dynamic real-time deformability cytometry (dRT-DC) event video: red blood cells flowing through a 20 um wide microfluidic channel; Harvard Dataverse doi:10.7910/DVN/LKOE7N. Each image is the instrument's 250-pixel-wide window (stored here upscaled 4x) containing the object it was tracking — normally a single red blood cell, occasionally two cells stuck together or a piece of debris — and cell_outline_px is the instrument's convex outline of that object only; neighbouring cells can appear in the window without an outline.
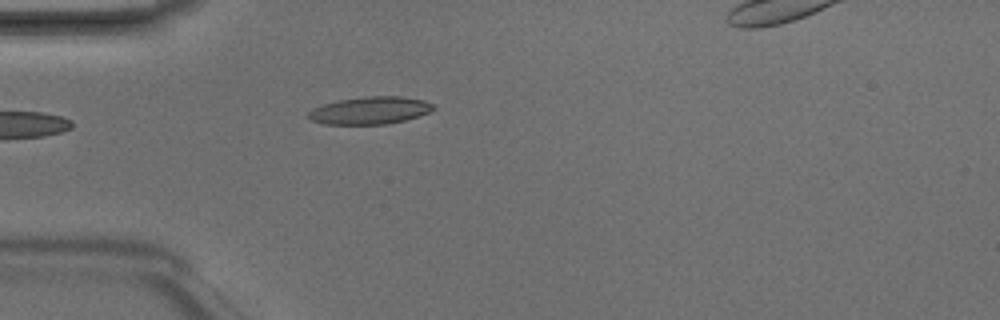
{"species": "Egyptian fruit bat (a non-hibernating species)", "species_latin": "Rousettus aegyptiacus", "temperature_condition": "room temperature", "stored_images_in_passage": 5, "camera_frame_rate_fps": 3000, "um_per_image_px": 0.085, "animal": {"sex": "male"}, "frame": {"image": 1, "passage_image": 4, "time_ms": 1.0, "image_size_px": [1000, 320], "cell_outline_px": [[436, 108], [428, 112], [404, 120], [384, 124], [324, 124], [312, 120], [308, 116], [308, 112], [312, 108], [324, 104], [340, 100], [368, 96], [400, 96], [424, 100], [432, 104]], "centroid_in_image_um": [31.44, 9.38], "position_along_channel_um": 53.6, "area_um2": 19.71}}